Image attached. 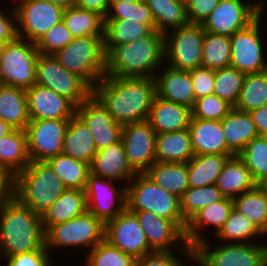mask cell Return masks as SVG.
<instances>
[{"mask_svg":"<svg viewBox=\"0 0 267 266\" xmlns=\"http://www.w3.org/2000/svg\"><path fill=\"white\" fill-rule=\"evenodd\" d=\"M160 68L163 73L155 75L156 93L160 98L192 108L195 103L193 82L189 70Z\"/></svg>","mask_w":267,"mask_h":266,"instance_id":"obj_24","label":"cell"},{"mask_svg":"<svg viewBox=\"0 0 267 266\" xmlns=\"http://www.w3.org/2000/svg\"><path fill=\"white\" fill-rule=\"evenodd\" d=\"M215 185L225 197L233 199L253 189L257 183L253 180L244 161L235 155L227 159Z\"/></svg>","mask_w":267,"mask_h":266,"instance_id":"obj_29","label":"cell"},{"mask_svg":"<svg viewBox=\"0 0 267 266\" xmlns=\"http://www.w3.org/2000/svg\"><path fill=\"white\" fill-rule=\"evenodd\" d=\"M105 240L135 259L152 252L138 218L128 209L105 223Z\"/></svg>","mask_w":267,"mask_h":266,"instance_id":"obj_19","label":"cell"},{"mask_svg":"<svg viewBox=\"0 0 267 266\" xmlns=\"http://www.w3.org/2000/svg\"><path fill=\"white\" fill-rule=\"evenodd\" d=\"M259 135L267 136V105L249 112Z\"/></svg>","mask_w":267,"mask_h":266,"instance_id":"obj_58","label":"cell"},{"mask_svg":"<svg viewBox=\"0 0 267 266\" xmlns=\"http://www.w3.org/2000/svg\"><path fill=\"white\" fill-rule=\"evenodd\" d=\"M214 235L225 243H253L252 239H256L257 236L262 237L263 233L253 222L233 208L223 227Z\"/></svg>","mask_w":267,"mask_h":266,"instance_id":"obj_42","label":"cell"},{"mask_svg":"<svg viewBox=\"0 0 267 266\" xmlns=\"http://www.w3.org/2000/svg\"><path fill=\"white\" fill-rule=\"evenodd\" d=\"M221 125L227 147L234 155H239L246 144L259 135L250 113L236 108L221 120Z\"/></svg>","mask_w":267,"mask_h":266,"instance_id":"obj_28","label":"cell"},{"mask_svg":"<svg viewBox=\"0 0 267 266\" xmlns=\"http://www.w3.org/2000/svg\"><path fill=\"white\" fill-rule=\"evenodd\" d=\"M225 196L215 184L200 188L189 187L180 198V210L187 223L203 207L221 201Z\"/></svg>","mask_w":267,"mask_h":266,"instance_id":"obj_44","label":"cell"},{"mask_svg":"<svg viewBox=\"0 0 267 266\" xmlns=\"http://www.w3.org/2000/svg\"><path fill=\"white\" fill-rule=\"evenodd\" d=\"M145 174L158 186L179 198L189 188L188 163L155 162Z\"/></svg>","mask_w":267,"mask_h":266,"instance_id":"obj_34","label":"cell"},{"mask_svg":"<svg viewBox=\"0 0 267 266\" xmlns=\"http://www.w3.org/2000/svg\"><path fill=\"white\" fill-rule=\"evenodd\" d=\"M188 130L194 155H234L227 147L221 121L192 117Z\"/></svg>","mask_w":267,"mask_h":266,"instance_id":"obj_25","label":"cell"},{"mask_svg":"<svg viewBox=\"0 0 267 266\" xmlns=\"http://www.w3.org/2000/svg\"><path fill=\"white\" fill-rule=\"evenodd\" d=\"M233 208V199L228 197H224L221 201L203 207L187 222L184 232L187 245L193 249L200 242L207 239L201 235L202 228L206 229L208 226H213L216 229L215 234H217L229 218Z\"/></svg>","mask_w":267,"mask_h":266,"instance_id":"obj_23","label":"cell"},{"mask_svg":"<svg viewBox=\"0 0 267 266\" xmlns=\"http://www.w3.org/2000/svg\"><path fill=\"white\" fill-rule=\"evenodd\" d=\"M39 51L36 43L17 37L0 47V83L31 88L35 84Z\"/></svg>","mask_w":267,"mask_h":266,"instance_id":"obj_7","label":"cell"},{"mask_svg":"<svg viewBox=\"0 0 267 266\" xmlns=\"http://www.w3.org/2000/svg\"><path fill=\"white\" fill-rule=\"evenodd\" d=\"M230 62V36L205 32L202 44L201 65L216 70L230 66Z\"/></svg>","mask_w":267,"mask_h":266,"instance_id":"obj_43","label":"cell"},{"mask_svg":"<svg viewBox=\"0 0 267 266\" xmlns=\"http://www.w3.org/2000/svg\"><path fill=\"white\" fill-rule=\"evenodd\" d=\"M193 82L195 100L210 94H213L215 70L205 66H198L189 70Z\"/></svg>","mask_w":267,"mask_h":266,"instance_id":"obj_51","label":"cell"},{"mask_svg":"<svg viewBox=\"0 0 267 266\" xmlns=\"http://www.w3.org/2000/svg\"><path fill=\"white\" fill-rule=\"evenodd\" d=\"M62 20L73 38L104 36V18L96 12L75 5L64 9Z\"/></svg>","mask_w":267,"mask_h":266,"instance_id":"obj_37","label":"cell"},{"mask_svg":"<svg viewBox=\"0 0 267 266\" xmlns=\"http://www.w3.org/2000/svg\"><path fill=\"white\" fill-rule=\"evenodd\" d=\"M260 185L267 190V178Z\"/></svg>","mask_w":267,"mask_h":266,"instance_id":"obj_61","label":"cell"},{"mask_svg":"<svg viewBox=\"0 0 267 266\" xmlns=\"http://www.w3.org/2000/svg\"><path fill=\"white\" fill-rule=\"evenodd\" d=\"M0 118L14 129L25 130L30 122L26 89L0 85Z\"/></svg>","mask_w":267,"mask_h":266,"instance_id":"obj_33","label":"cell"},{"mask_svg":"<svg viewBox=\"0 0 267 266\" xmlns=\"http://www.w3.org/2000/svg\"><path fill=\"white\" fill-rule=\"evenodd\" d=\"M14 128L0 118V138L10 133Z\"/></svg>","mask_w":267,"mask_h":266,"instance_id":"obj_60","label":"cell"},{"mask_svg":"<svg viewBox=\"0 0 267 266\" xmlns=\"http://www.w3.org/2000/svg\"><path fill=\"white\" fill-rule=\"evenodd\" d=\"M85 259V266H135L136 264L134 257L111 245L105 239L89 250Z\"/></svg>","mask_w":267,"mask_h":266,"instance_id":"obj_47","label":"cell"},{"mask_svg":"<svg viewBox=\"0 0 267 266\" xmlns=\"http://www.w3.org/2000/svg\"><path fill=\"white\" fill-rule=\"evenodd\" d=\"M71 32L66 28L63 20L51 27L36 43L40 54L54 55L73 41Z\"/></svg>","mask_w":267,"mask_h":266,"instance_id":"obj_50","label":"cell"},{"mask_svg":"<svg viewBox=\"0 0 267 266\" xmlns=\"http://www.w3.org/2000/svg\"><path fill=\"white\" fill-rule=\"evenodd\" d=\"M262 15L263 12L247 27L230 36V66L245 74L267 70V62L263 53L265 52L264 41L260 37Z\"/></svg>","mask_w":267,"mask_h":266,"instance_id":"obj_14","label":"cell"},{"mask_svg":"<svg viewBox=\"0 0 267 266\" xmlns=\"http://www.w3.org/2000/svg\"><path fill=\"white\" fill-rule=\"evenodd\" d=\"M265 3V0H219L201 25L205 32L232 36L252 23L265 9Z\"/></svg>","mask_w":267,"mask_h":266,"instance_id":"obj_12","label":"cell"},{"mask_svg":"<svg viewBox=\"0 0 267 266\" xmlns=\"http://www.w3.org/2000/svg\"><path fill=\"white\" fill-rule=\"evenodd\" d=\"M126 187L129 211H149L173 221L185 232L187 223L181 214L179 197L158 186L145 173H137Z\"/></svg>","mask_w":267,"mask_h":266,"instance_id":"obj_5","label":"cell"},{"mask_svg":"<svg viewBox=\"0 0 267 266\" xmlns=\"http://www.w3.org/2000/svg\"><path fill=\"white\" fill-rule=\"evenodd\" d=\"M204 240L193 248L198 266H267V245L263 243H221L213 250Z\"/></svg>","mask_w":267,"mask_h":266,"instance_id":"obj_9","label":"cell"},{"mask_svg":"<svg viewBox=\"0 0 267 266\" xmlns=\"http://www.w3.org/2000/svg\"><path fill=\"white\" fill-rule=\"evenodd\" d=\"M122 19L139 21L140 23L148 24L153 30H156L151 11L144 0L137 2L110 1L109 10L104 20Z\"/></svg>","mask_w":267,"mask_h":266,"instance_id":"obj_48","label":"cell"},{"mask_svg":"<svg viewBox=\"0 0 267 266\" xmlns=\"http://www.w3.org/2000/svg\"><path fill=\"white\" fill-rule=\"evenodd\" d=\"M6 14L5 12L0 11V44L1 45H4L7 42H11L18 37L17 16H16L15 8L11 9L10 14H9L10 17L8 15V12Z\"/></svg>","mask_w":267,"mask_h":266,"instance_id":"obj_55","label":"cell"},{"mask_svg":"<svg viewBox=\"0 0 267 266\" xmlns=\"http://www.w3.org/2000/svg\"><path fill=\"white\" fill-rule=\"evenodd\" d=\"M263 233V237L267 236V224H266V228L265 230L262 232ZM265 234V235H264Z\"/></svg>","mask_w":267,"mask_h":266,"instance_id":"obj_63","label":"cell"},{"mask_svg":"<svg viewBox=\"0 0 267 266\" xmlns=\"http://www.w3.org/2000/svg\"><path fill=\"white\" fill-rule=\"evenodd\" d=\"M192 108L155 96L148 121L156 134L188 129Z\"/></svg>","mask_w":267,"mask_h":266,"instance_id":"obj_26","label":"cell"},{"mask_svg":"<svg viewBox=\"0 0 267 266\" xmlns=\"http://www.w3.org/2000/svg\"><path fill=\"white\" fill-rule=\"evenodd\" d=\"M172 30L164 34L165 60L169 63L167 65L177 70H192L201 66L205 34L202 25L189 23Z\"/></svg>","mask_w":267,"mask_h":266,"instance_id":"obj_11","label":"cell"},{"mask_svg":"<svg viewBox=\"0 0 267 266\" xmlns=\"http://www.w3.org/2000/svg\"><path fill=\"white\" fill-rule=\"evenodd\" d=\"M90 173L106 179L129 183L137 174L129 165L125 148L120 140L108 147L100 149L91 161Z\"/></svg>","mask_w":267,"mask_h":266,"instance_id":"obj_22","label":"cell"},{"mask_svg":"<svg viewBox=\"0 0 267 266\" xmlns=\"http://www.w3.org/2000/svg\"><path fill=\"white\" fill-rule=\"evenodd\" d=\"M62 6L64 9L75 6L76 0H43Z\"/></svg>","mask_w":267,"mask_h":266,"instance_id":"obj_59","label":"cell"},{"mask_svg":"<svg viewBox=\"0 0 267 266\" xmlns=\"http://www.w3.org/2000/svg\"><path fill=\"white\" fill-rule=\"evenodd\" d=\"M35 84L52 89L76 106L92 95V87L80 76L64 68L54 55L39 54Z\"/></svg>","mask_w":267,"mask_h":266,"instance_id":"obj_10","label":"cell"},{"mask_svg":"<svg viewBox=\"0 0 267 266\" xmlns=\"http://www.w3.org/2000/svg\"><path fill=\"white\" fill-rule=\"evenodd\" d=\"M155 22L156 31L165 34L169 30L189 24L186 2L182 0H144Z\"/></svg>","mask_w":267,"mask_h":266,"instance_id":"obj_35","label":"cell"},{"mask_svg":"<svg viewBox=\"0 0 267 266\" xmlns=\"http://www.w3.org/2000/svg\"><path fill=\"white\" fill-rule=\"evenodd\" d=\"M110 1H119V2H137L139 0H110Z\"/></svg>","mask_w":267,"mask_h":266,"instance_id":"obj_62","label":"cell"},{"mask_svg":"<svg viewBox=\"0 0 267 266\" xmlns=\"http://www.w3.org/2000/svg\"><path fill=\"white\" fill-rule=\"evenodd\" d=\"M97 151L91 130L75 114L69 119L63 140L62 153L90 165Z\"/></svg>","mask_w":267,"mask_h":266,"instance_id":"obj_27","label":"cell"},{"mask_svg":"<svg viewBox=\"0 0 267 266\" xmlns=\"http://www.w3.org/2000/svg\"><path fill=\"white\" fill-rule=\"evenodd\" d=\"M234 208L263 232L267 224V190L257 184L253 189L233 198Z\"/></svg>","mask_w":267,"mask_h":266,"instance_id":"obj_38","label":"cell"},{"mask_svg":"<svg viewBox=\"0 0 267 266\" xmlns=\"http://www.w3.org/2000/svg\"><path fill=\"white\" fill-rule=\"evenodd\" d=\"M86 211L85 191L81 189H66L41 217L44 231L46 232L52 225L66 222L82 215Z\"/></svg>","mask_w":267,"mask_h":266,"instance_id":"obj_31","label":"cell"},{"mask_svg":"<svg viewBox=\"0 0 267 266\" xmlns=\"http://www.w3.org/2000/svg\"><path fill=\"white\" fill-rule=\"evenodd\" d=\"M31 162L27 149L25 130L13 129L0 138V167L13 176L23 171Z\"/></svg>","mask_w":267,"mask_h":266,"instance_id":"obj_32","label":"cell"},{"mask_svg":"<svg viewBox=\"0 0 267 266\" xmlns=\"http://www.w3.org/2000/svg\"><path fill=\"white\" fill-rule=\"evenodd\" d=\"M194 156L188 129L159 133L156 136V162L188 163Z\"/></svg>","mask_w":267,"mask_h":266,"instance_id":"obj_30","label":"cell"},{"mask_svg":"<svg viewBox=\"0 0 267 266\" xmlns=\"http://www.w3.org/2000/svg\"><path fill=\"white\" fill-rule=\"evenodd\" d=\"M76 114L91 130L97 150L121 140L123 125L115 122L93 95L76 107Z\"/></svg>","mask_w":267,"mask_h":266,"instance_id":"obj_20","label":"cell"},{"mask_svg":"<svg viewBox=\"0 0 267 266\" xmlns=\"http://www.w3.org/2000/svg\"><path fill=\"white\" fill-rule=\"evenodd\" d=\"M68 71L84 79L92 88L106 74V51L104 36L74 38L54 54Z\"/></svg>","mask_w":267,"mask_h":266,"instance_id":"obj_6","label":"cell"},{"mask_svg":"<svg viewBox=\"0 0 267 266\" xmlns=\"http://www.w3.org/2000/svg\"><path fill=\"white\" fill-rule=\"evenodd\" d=\"M219 0H187L186 11L190 24H202L213 9L218 5Z\"/></svg>","mask_w":267,"mask_h":266,"instance_id":"obj_53","label":"cell"},{"mask_svg":"<svg viewBox=\"0 0 267 266\" xmlns=\"http://www.w3.org/2000/svg\"><path fill=\"white\" fill-rule=\"evenodd\" d=\"M66 187L46 161H31L15 176L14 196L42 217Z\"/></svg>","mask_w":267,"mask_h":266,"instance_id":"obj_4","label":"cell"},{"mask_svg":"<svg viewBox=\"0 0 267 266\" xmlns=\"http://www.w3.org/2000/svg\"><path fill=\"white\" fill-rule=\"evenodd\" d=\"M105 239V223L88 210L66 222L52 225L45 232V247L53 249L79 247L93 249Z\"/></svg>","mask_w":267,"mask_h":266,"instance_id":"obj_8","label":"cell"},{"mask_svg":"<svg viewBox=\"0 0 267 266\" xmlns=\"http://www.w3.org/2000/svg\"><path fill=\"white\" fill-rule=\"evenodd\" d=\"M245 75L244 72L231 66L216 69L213 94L235 107Z\"/></svg>","mask_w":267,"mask_h":266,"instance_id":"obj_46","label":"cell"},{"mask_svg":"<svg viewBox=\"0 0 267 266\" xmlns=\"http://www.w3.org/2000/svg\"><path fill=\"white\" fill-rule=\"evenodd\" d=\"M7 266H54L47 250H36L9 256Z\"/></svg>","mask_w":267,"mask_h":266,"instance_id":"obj_52","label":"cell"},{"mask_svg":"<svg viewBox=\"0 0 267 266\" xmlns=\"http://www.w3.org/2000/svg\"><path fill=\"white\" fill-rule=\"evenodd\" d=\"M234 107L215 94H210L195 100L192 107V117L201 120L221 121Z\"/></svg>","mask_w":267,"mask_h":266,"instance_id":"obj_49","label":"cell"},{"mask_svg":"<svg viewBox=\"0 0 267 266\" xmlns=\"http://www.w3.org/2000/svg\"><path fill=\"white\" fill-rule=\"evenodd\" d=\"M235 155H194L188 162L189 187L200 188L216 183L225 162Z\"/></svg>","mask_w":267,"mask_h":266,"instance_id":"obj_36","label":"cell"},{"mask_svg":"<svg viewBox=\"0 0 267 266\" xmlns=\"http://www.w3.org/2000/svg\"><path fill=\"white\" fill-rule=\"evenodd\" d=\"M75 5L79 8L96 12L105 18L109 10L110 0H76Z\"/></svg>","mask_w":267,"mask_h":266,"instance_id":"obj_57","label":"cell"},{"mask_svg":"<svg viewBox=\"0 0 267 266\" xmlns=\"http://www.w3.org/2000/svg\"><path fill=\"white\" fill-rule=\"evenodd\" d=\"M92 95L115 122L124 125L148 120L156 93L155 78H121L104 76Z\"/></svg>","mask_w":267,"mask_h":266,"instance_id":"obj_1","label":"cell"},{"mask_svg":"<svg viewBox=\"0 0 267 266\" xmlns=\"http://www.w3.org/2000/svg\"><path fill=\"white\" fill-rule=\"evenodd\" d=\"M69 119L30 120L25 128L31 161H47L62 153Z\"/></svg>","mask_w":267,"mask_h":266,"instance_id":"obj_16","label":"cell"},{"mask_svg":"<svg viewBox=\"0 0 267 266\" xmlns=\"http://www.w3.org/2000/svg\"><path fill=\"white\" fill-rule=\"evenodd\" d=\"M106 76L155 78L165 61L164 34L154 30L149 36L117 46H105Z\"/></svg>","mask_w":267,"mask_h":266,"instance_id":"obj_2","label":"cell"},{"mask_svg":"<svg viewBox=\"0 0 267 266\" xmlns=\"http://www.w3.org/2000/svg\"><path fill=\"white\" fill-rule=\"evenodd\" d=\"M267 105V70L245 75L239 99L234 108L250 112Z\"/></svg>","mask_w":267,"mask_h":266,"instance_id":"obj_41","label":"cell"},{"mask_svg":"<svg viewBox=\"0 0 267 266\" xmlns=\"http://www.w3.org/2000/svg\"><path fill=\"white\" fill-rule=\"evenodd\" d=\"M18 37L37 43L40 38L63 17L64 8L43 0H17Z\"/></svg>","mask_w":267,"mask_h":266,"instance_id":"obj_13","label":"cell"},{"mask_svg":"<svg viewBox=\"0 0 267 266\" xmlns=\"http://www.w3.org/2000/svg\"><path fill=\"white\" fill-rule=\"evenodd\" d=\"M15 176L0 167V207L14 197Z\"/></svg>","mask_w":267,"mask_h":266,"instance_id":"obj_56","label":"cell"},{"mask_svg":"<svg viewBox=\"0 0 267 266\" xmlns=\"http://www.w3.org/2000/svg\"><path fill=\"white\" fill-rule=\"evenodd\" d=\"M105 46H117L132 43L149 36L154 30L139 21L130 20H104Z\"/></svg>","mask_w":267,"mask_h":266,"instance_id":"obj_40","label":"cell"},{"mask_svg":"<svg viewBox=\"0 0 267 266\" xmlns=\"http://www.w3.org/2000/svg\"><path fill=\"white\" fill-rule=\"evenodd\" d=\"M46 162L60 178L66 189H85L90 173L89 164L63 153L48 159Z\"/></svg>","mask_w":267,"mask_h":266,"instance_id":"obj_39","label":"cell"},{"mask_svg":"<svg viewBox=\"0 0 267 266\" xmlns=\"http://www.w3.org/2000/svg\"><path fill=\"white\" fill-rule=\"evenodd\" d=\"M133 212L139 220L149 248L152 251H176L185 259L193 260V249L190 248L185 240L184 232L171 220L162 218L149 211H130ZM179 241V242H177ZM180 245H174V244ZM173 246V247H172ZM176 248L175 250L173 248Z\"/></svg>","mask_w":267,"mask_h":266,"instance_id":"obj_17","label":"cell"},{"mask_svg":"<svg viewBox=\"0 0 267 266\" xmlns=\"http://www.w3.org/2000/svg\"><path fill=\"white\" fill-rule=\"evenodd\" d=\"M238 156L260 185L267 178V136L258 135L251 139Z\"/></svg>","mask_w":267,"mask_h":266,"instance_id":"obj_45","label":"cell"},{"mask_svg":"<svg viewBox=\"0 0 267 266\" xmlns=\"http://www.w3.org/2000/svg\"><path fill=\"white\" fill-rule=\"evenodd\" d=\"M114 181L89 173L84 189L87 210L104 223L127 209V187L117 188Z\"/></svg>","mask_w":267,"mask_h":266,"instance_id":"obj_15","label":"cell"},{"mask_svg":"<svg viewBox=\"0 0 267 266\" xmlns=\"http://www.w3.org/2000/svg\"><path fill=\"white\" fill-rule=\"evenodd\" d=\"M30 120L71 119L76 105L52 89L34 84L26 89Z\"/></svg>","mask_w":267,"mask_h":266,"instance_id":"obj_21","label":"cell"},{"mask_svg":"<svg viewBox=\"0 0 267 266\" xmlns=\"http://www.w3.org/2000/svg\"><path fill=\"white\" fill-rule=\"evenodd\" d=\"M36 250H46L41 217L14 196L0 207L1 258Z\"/></svg>","mask_w":267,"mask_h":266,"instance_id":"obj_3","label":"cell"},{"mask_svg":"<svg viewBox=\"0 0 267 266\" xmlns=\"http://www.w3.org/2000/svg\"><path fill=\"white\" fill-rule=\"evenodd\" d=\"M176 255V251H152L136 259L135 266H185Z\"/></svg>","mask_w":267,"mask_h":266,"instance_id":"obj_54","label":"cell"},{"mask_svg":"<svg viewBox=\"0 0 267 266\" xmlns=\"http://www.w3.org/2000/svg\"><path fill=\"white\" fill-rule=\"evenodd\" d=\"M156 136L148 120L122 126L121 141L128 163L136 173H145L156 162Z\"/></svg>","mask_w":267,"mask_h":266,"instance_id":"obj_18","label":"cell"}]
</instances>
